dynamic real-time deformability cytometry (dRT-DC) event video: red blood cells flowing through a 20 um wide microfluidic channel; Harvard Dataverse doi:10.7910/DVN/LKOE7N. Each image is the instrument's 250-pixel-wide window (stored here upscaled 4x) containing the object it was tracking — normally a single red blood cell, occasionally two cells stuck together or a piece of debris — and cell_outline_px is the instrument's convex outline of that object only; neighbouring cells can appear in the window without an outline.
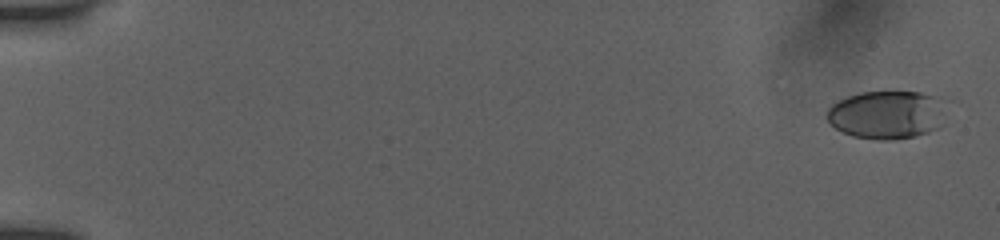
{"species": "human", "species_latin": "Homo sapiens", "temperature_condition": "room temperature", "stored_images_in_passage": 55, "camera_frame_rate_fps": 3000, "um_per_image_px": 0.085, "donor": {"sex": "female"}, "frame": {"image": 1, "passage_image": 2, "time_ms": 0.333, "image_size_px": [1000, 240], "cell_outline_px": [[952, 100], [936, 128], [928, 132], [916, 136], [896, 140], [876, 140], [852, 136], [836, 128], [828, 120], [828, 108], [832, 104], [848, 96], [860, 92], [920, 92], [940, 96]], "centroid_in_image_um": [75.48, 9.73], "position_along_channel_um": 9.5, "area_um2": 34.1}}
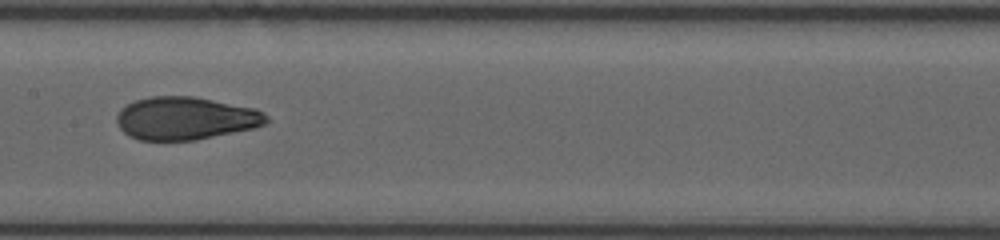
{"frame": {"image": 2, "passage_image": 30, "time_ms": 9.667, "image_size_px": [1000, 240], "cell_outline_px": [[268, 120], [264, 124], [252, 128], [196, 140], [140, 140], [128, 136], [120, 128], [116, 120], [116, 116], [120, 108], [136, 100], [152, 96], [196, 96], [256, 108], [264, 112], [268, 116]], "centroid_in_image_um": [15.77, 10.04], "position_along_channel_um": 191.6, "area_um2": 37.51}}
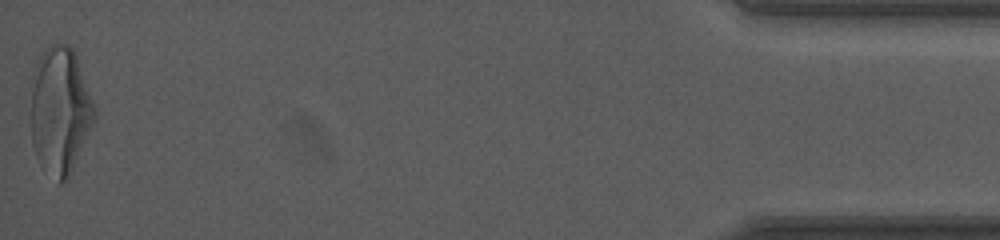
{"frame": {"image": 3, "passage_image": 55, "time_ms": 18.0, "image_size_px": [1000, 240], "cell_outline_px": [[96, 116], [68, 180], [60, 184], [36, 156], [32, 144], [32, 72], [36, 60], [44, 48], [52, 44], [68, 44], [76, 52], [96, 108]], "centroid_in_image_um": [5.12, 9.33], "position_along_channel_um": 430.1, "area_um2": 47.16}, "authors_computed_cell_mechanics": {"area_um2": 36.992, "velocity_mm_per_s": 3.8695, "shape_relaxation_time_tau1_ms": 5.9528, "shape_relaxation_time_tau2_ms": 1.1032, "deformation_change_tau1": 0.2124, "deformation_change_tau2": 0.0754}}